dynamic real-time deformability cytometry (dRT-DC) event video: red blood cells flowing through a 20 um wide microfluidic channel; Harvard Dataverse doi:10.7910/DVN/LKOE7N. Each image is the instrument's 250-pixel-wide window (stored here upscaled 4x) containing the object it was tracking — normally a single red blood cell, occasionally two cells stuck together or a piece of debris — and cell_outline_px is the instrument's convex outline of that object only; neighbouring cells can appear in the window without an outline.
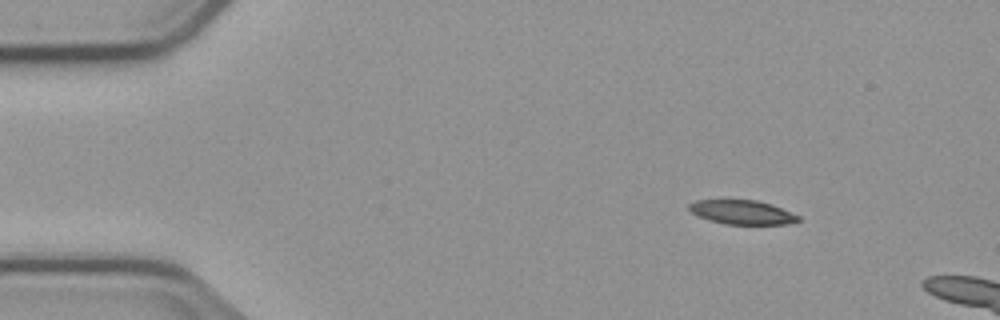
{"species": "common noctule bat (a hibernating species)", "species_latin": "Nyctalus noctula", "temperature_condition": "cold", "stored_images_in_passage": 4, "camera_frame_rate_fps": 3000, "um_per_image_px": 0.085, "animal": {"sex": "male", "body_mass_g": 23.1, "forearm_length_mm": 52.7}, "frame": {"image": 1, "passage_image": 2, "time_ms": 1.333, "image_size_px": [1000, 320], "cell_outline_px": [[800, 220], [784, 224], [724, 224], [708, 220], [692, 212], [688, 208], [688, 204], [696, 200], [756, 200], [772, 204], [800, 216]], "centroid_in_image_um": [63.07, 18.03], "position_along_channel_um": 21.9, "area_um2": 15.26}}